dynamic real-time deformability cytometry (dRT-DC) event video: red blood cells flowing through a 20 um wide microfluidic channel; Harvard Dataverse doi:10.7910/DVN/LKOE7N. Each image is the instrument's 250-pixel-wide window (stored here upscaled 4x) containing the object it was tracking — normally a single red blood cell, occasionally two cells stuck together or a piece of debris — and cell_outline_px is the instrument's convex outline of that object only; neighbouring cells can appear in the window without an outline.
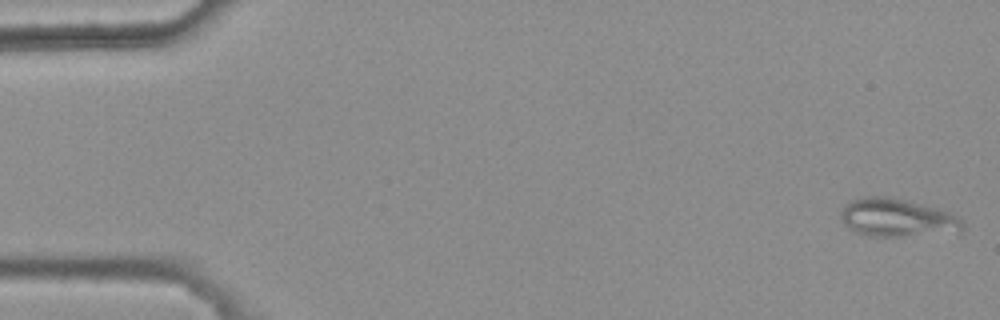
{"species": "common noctule bat (a hibernating species)", "species_latin": "Nyctalus noctula", "temperature_condition": "warm", "stored_images_in_passage": 4, "camera_frame_rate_fps": 3000, "um_per_image_px": 0.085, "animal": {"sex": "female", "body_mass_g": 25.1}, "frame": {"image": 1, "passage_image": 1, "time_ms": 0.0, "image_size_px": [1000, 320], "cell_outline_px": [[964, 228], [960, 232], [900, 236], [868, 236], [856, 232], [848, 228], [844, 224], [840, 216], [840, 212], [852, 200], [868, 196], [888, 196], [936, 208], [948, 212], [956, 216], [964, 224]], "centroid_in_image_um": [76.24, 18.52], "position_along_channel_um": 8.8, "area_um2": 26.7}}